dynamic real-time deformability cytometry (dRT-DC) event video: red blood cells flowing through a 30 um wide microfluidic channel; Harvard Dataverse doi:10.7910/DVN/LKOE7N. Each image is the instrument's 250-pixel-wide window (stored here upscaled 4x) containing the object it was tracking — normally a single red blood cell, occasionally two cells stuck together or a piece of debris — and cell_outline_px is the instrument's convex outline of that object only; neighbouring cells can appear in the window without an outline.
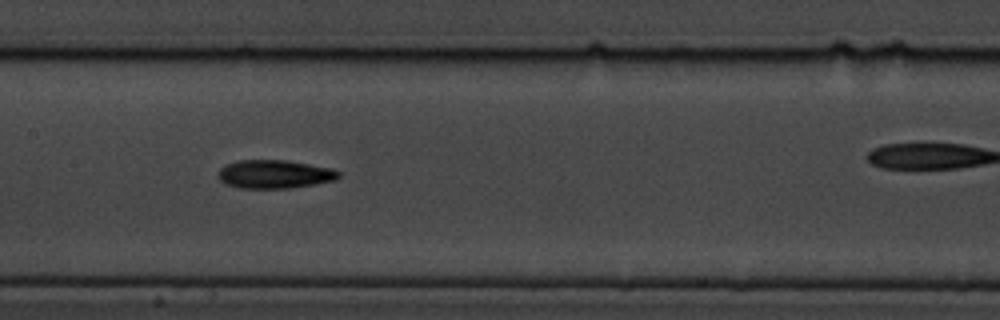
{"species": "common noctule bat (a hibernating species)", "species_latin": "Nyctalus noctula", "temperature_condition": "cold", "stored_images_in_passage": 10, "camera_frame_rate_fps": 3000, "um_per_image_px": 0.085, "animal": {"sex": "male", "body_mass_g": 19.5, "forearm_length_mm": 54.6}, "frame": {"image": 1, "passage_image": 6, "time_ms": 5.667, "image_size_px": [1000, 320], "cell_outline_px": [[340, 176], [336, 180], [316, 184], [288, 188], [240, 188], [224, 184], [216, 176], [220, 168], [224, 164], [236, 160], [284, 160], [332, 168], [340, 172]], "centroid_in_image_um": [23.29, 14.8], "position_along_channel_um": 184.1, "area_um2": 20.17}}
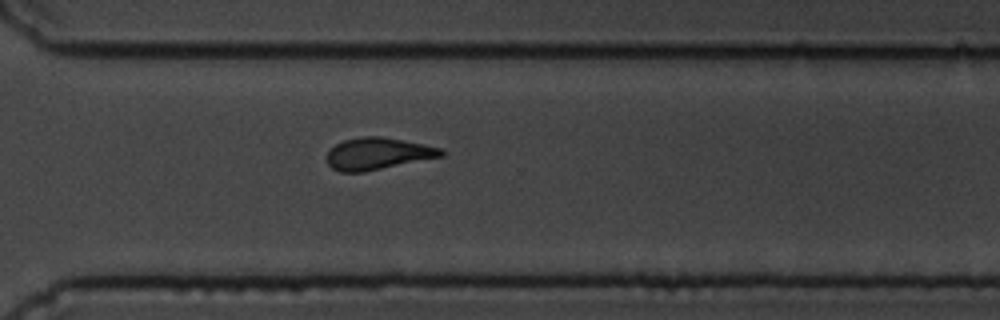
{"frame": {"image": 2, "passage_image": 10, "time_ms": 11.333, "image_size_px": [1000, 320], "cell_outline_px": [[444, 156], [364, 172], [340, 172], [332, 168], [328, 164], [328, 152], [336, 144], [344, 140], [360, 136], [380, 136], [440, 148], [444, 152]], "centroid_in_image_um": [32.09, 13.07], "position_along_channel_um": 338.5, "area_um2": 20.98}}